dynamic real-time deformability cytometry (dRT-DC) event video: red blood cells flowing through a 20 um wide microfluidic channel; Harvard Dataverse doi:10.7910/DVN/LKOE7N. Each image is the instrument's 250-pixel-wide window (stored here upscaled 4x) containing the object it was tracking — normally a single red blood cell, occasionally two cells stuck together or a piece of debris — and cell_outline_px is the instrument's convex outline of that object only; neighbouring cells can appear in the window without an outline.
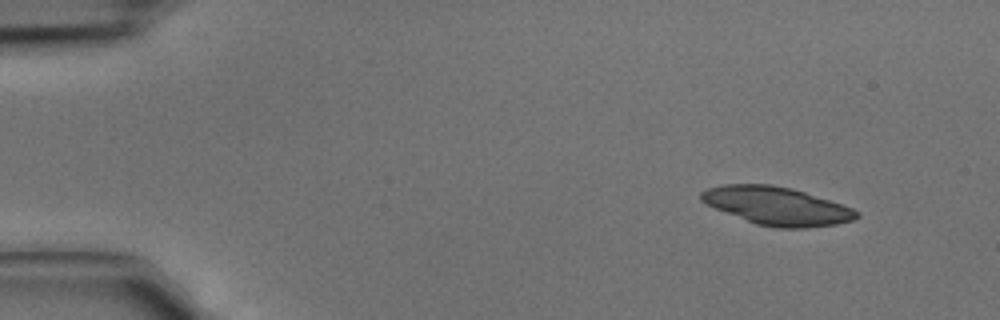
{"species": "common noctule bat (a hibernating species)", "species_latin": "Nyctalus noctula", "temperature_condition": "cold", "stored_images_in_passage": 4, "segment_of_instrument_passage": [1, 2], "camera_frame_rate_fps": 3000, "um_per_image_px": 0.085, "animal": {"sex": "male", "body_mass_g": 15.6}, "frame": {"image": 1, "passage_image": 1, "time_ms": 0.0, "image_size_px": [1000, 320], "cell_outline_px": [[860, 216], [852, 220], [836, 224], [804, 228], [776, 228], [756, 224], [716, 208], [700, 200], [700, 192], [708, 188], [724, 184], [772, 184], [792, 188], [852, 208], [860, 212]], "centroid_in_image_um": [66.03, 17.5], "position_along_channel_um": 19.0, "area_um2": 34.16}}